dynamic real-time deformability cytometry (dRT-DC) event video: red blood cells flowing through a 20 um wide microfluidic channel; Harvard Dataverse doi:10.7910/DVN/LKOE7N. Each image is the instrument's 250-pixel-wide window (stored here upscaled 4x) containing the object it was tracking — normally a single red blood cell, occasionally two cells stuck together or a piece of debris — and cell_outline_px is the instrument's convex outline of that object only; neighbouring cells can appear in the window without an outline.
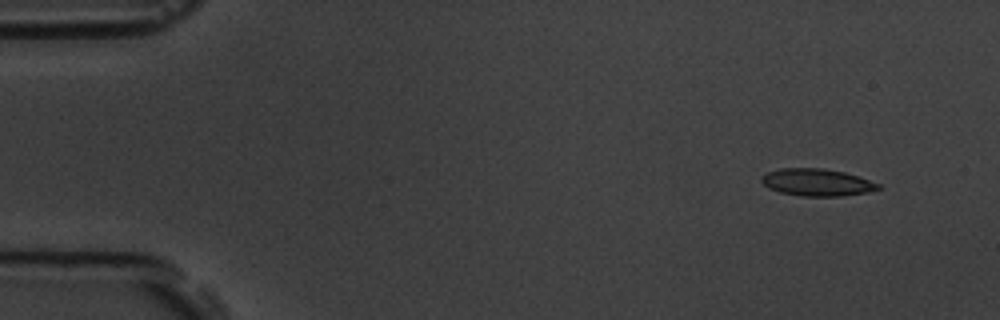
{"species": "common noctule bat (a hibernating species)", "species_latin": "Nyctalus noctula", "temperature_condition": "room temperature", "stored_images_in_passage": 3, "camera_frame_rate_fps": 3000, "um_per_image_px": 0.085, "animal": {"sex": "male", "body_mass_g": 19.5, "forearm_length_mm": 54.6}, "frame": {"image": 1, "passage_image": 3, "time_ms": 2.333, "image_size_px": [1000, 320], "cell_outline_px": [[880, 188], [868, 192], [840, 196], [800, 196], [780, 192], [768, 188], [760, 180], [760, 176], [768, 172], [780, 168], [820, 168], [844, 172], [880, 184]], "centroid_in_image_um": [69.39, 15.5], "position_along_channel_um": 15.6, "area_um2": 18.38}}